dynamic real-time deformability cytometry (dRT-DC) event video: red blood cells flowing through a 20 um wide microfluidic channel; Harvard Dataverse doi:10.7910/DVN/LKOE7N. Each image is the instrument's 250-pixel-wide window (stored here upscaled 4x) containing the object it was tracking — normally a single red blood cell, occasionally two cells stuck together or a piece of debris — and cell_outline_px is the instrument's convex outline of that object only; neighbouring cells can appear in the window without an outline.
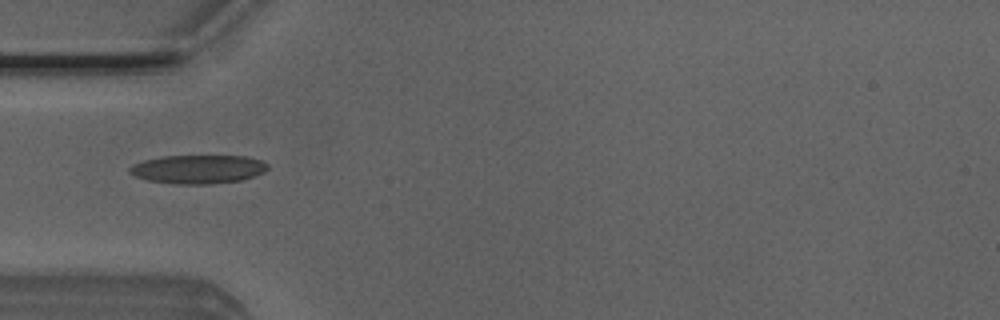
{"species": "Egyptian fruit bat (a non-hibernating species)", "species_latin": "Rousettus aegyptiacus", "temperature_condition": "room temperature", "stored_images_in_passage": 1, "camera_frame_rate_fps": 3000, "um_per_image_px": 0.085, "animal": {"sex": "male"}, "frame": {"image": 1, "passage_image": 1, "time_ms": 0.0, "image_size_px": [1000, 320], "cell_outline_px": [[268, 168], [264, 172], [240, 180], [212, 184], [176, 184], [148, 180], [136, 176], [128, 172], [128, 168], [132, 164], [144, 160], [160, 156], [244, 156], [260, 160], [268, 164]], "centroid_in_image_um": [16.8, 14.38], "position_along_channel_um": 68.2, "area_um2": 23.0}}